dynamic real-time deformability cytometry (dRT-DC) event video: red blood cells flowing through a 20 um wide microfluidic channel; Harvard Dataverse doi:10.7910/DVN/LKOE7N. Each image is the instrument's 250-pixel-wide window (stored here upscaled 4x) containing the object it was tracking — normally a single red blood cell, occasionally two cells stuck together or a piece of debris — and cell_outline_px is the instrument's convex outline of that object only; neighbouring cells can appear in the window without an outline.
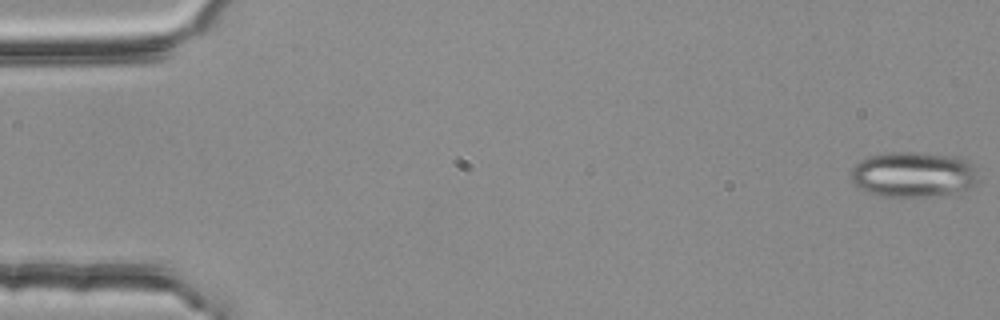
{"species": "common noctule bat (a hibernating species)", "species_latin": "Nyctalus noctula", "temperature_condition": "room temperature", "stored_images_in_passage": 54, "segment_of_instrument_passage": [1, 2], "camera_frame_rate_fps": 3000, "um_per_image_px": 0.085, "animal": {"sex": "female", "body_mass_g": 25.1}, "frame": {"image": 1, "passage_image": 1, "time_ms": 0.0, "image_size_px": [1000, 320], "cell_outline_px": [[980, 168], [976, 180], [964, 192], [956, 196], [876, 196], [860, 188], [852, 180], [852, 168], [860, 160], [868, 156], [888, 152], [912, 152], [956, 156], [968, 160]], "centroid_in_image_um": [77.72, 14.84], "position_along_channel_um": 7.3, "area_um2": 34.39}}